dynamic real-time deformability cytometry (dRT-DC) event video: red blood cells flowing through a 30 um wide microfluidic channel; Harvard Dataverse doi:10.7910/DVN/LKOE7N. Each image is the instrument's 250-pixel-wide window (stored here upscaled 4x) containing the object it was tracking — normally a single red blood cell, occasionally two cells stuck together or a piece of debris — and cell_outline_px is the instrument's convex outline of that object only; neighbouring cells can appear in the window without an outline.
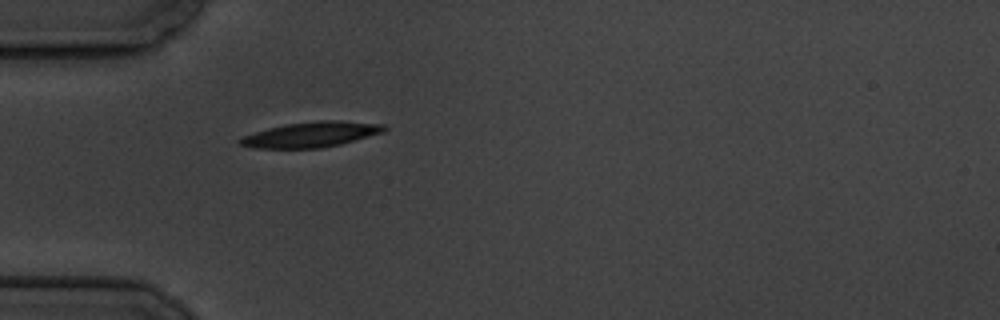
{"species": "common noctule bat (a hibernating species)", "species_latin": "Nyctalus noctula", "temperature_condition": "cold", "stored_images_in_passage": 1, "camera_frame_rate_fps": 3000, "um_per_image_px": 0.085, "animal": {"sex": "male", "body_mass_g": 19.5, "forearm_length_mm": 54.6}, "frame": {"image": 1, "passage_image": 1, "time_ms": 0.0, "image_size_px": [1000, 320], "cell_outline_px": [[388, 128], [384, 132], [340, 144], [320, 148], [252, 148], [240, 144], [236, 140], [244, 136], [268, 128], [284, 124], [316, 120], [344, 120], [384, 124]], "centroid_in_image_um": [26.47, 11.42], "position_along_channel_um": 58.5, "area_um2": 21.39}}